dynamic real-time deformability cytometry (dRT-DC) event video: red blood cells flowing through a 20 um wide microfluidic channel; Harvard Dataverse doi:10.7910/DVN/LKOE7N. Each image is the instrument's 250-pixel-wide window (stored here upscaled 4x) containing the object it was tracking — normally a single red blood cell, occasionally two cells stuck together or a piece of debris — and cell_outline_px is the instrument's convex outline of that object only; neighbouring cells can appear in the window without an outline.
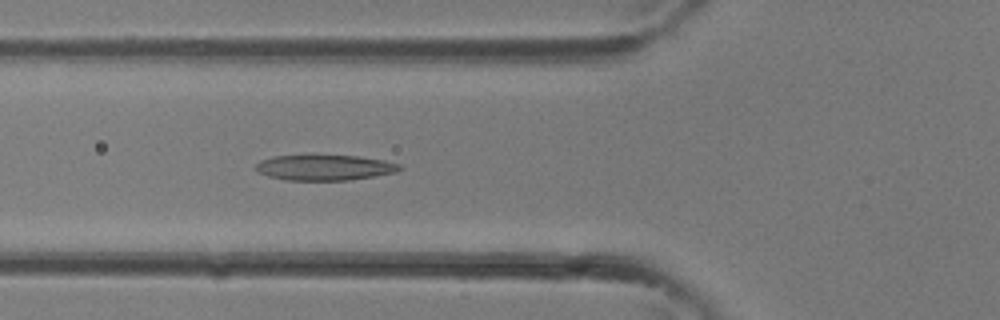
{"species": "common noctule bat (a hibernating species)", "species_latin": "Nyctalus noctula", "temperature_condition": "room temperature", "stored_images_in_passage": 33, "camera_frame_rate_fps": 3000, "um_per_image_px": 0.085, "animal": {"sex": "female"}, "frame": {"image": 1, "passage_image": 12, "time_ms": 3.667, "image_size_px": [1000, 320], "cell_outline_px": [[404, 168], [396, 172], [376, 176], [348, 180], [284, 180], [268, 176], [256, 172], [256, 164], [260, 160], [272, 156], [356, 156], [384, 160], [400, 164]], "centroid_in_image_um": [27.59, 14.25], "position_along_channel_um": 98.2, "area_um2": 21.33}}
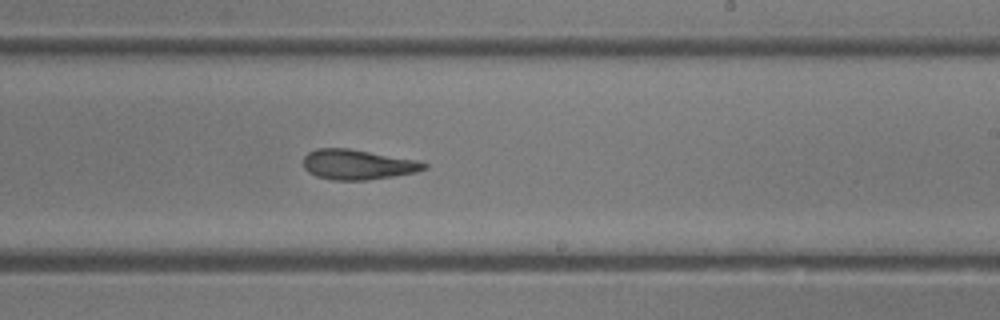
{"frame": {"image": 2, "passage_image": 20, "time_ms": 6.333, "image_size_px": [1000, 320], "cell_outline_px": [[428, 168], [416, 172], [392, 176], [364, 180], [332, 180], [316, 176], [308, 172], [304, 168], [304, 156], [308, 152], [316, 148], [348, 148], [416, 160], [428, 164]], "centroid_in_image_um": [30.37, 13.98], "position_along_channel_um": 258.6, "area_um2": 21.04}}
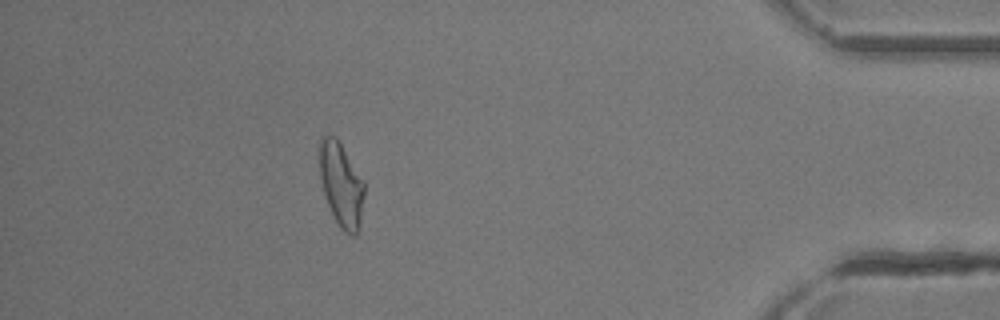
{"frame": {"image": 3, "passage_image": 30, "time_ms": 9.667, "image_size_px": [1000, 320], "cell_outline_px": [[364, 192], [360, 216], [356, 236], [352, 236], [344, 232], [340, 228], [324, 196], [320, 176], [316, 148], [320, 136], [336, 136], [364, 180]], "centroid_in_image_um": [28.95, 15.6], "position_along_channel_um": 406.3, "area_um2": 22.2}}